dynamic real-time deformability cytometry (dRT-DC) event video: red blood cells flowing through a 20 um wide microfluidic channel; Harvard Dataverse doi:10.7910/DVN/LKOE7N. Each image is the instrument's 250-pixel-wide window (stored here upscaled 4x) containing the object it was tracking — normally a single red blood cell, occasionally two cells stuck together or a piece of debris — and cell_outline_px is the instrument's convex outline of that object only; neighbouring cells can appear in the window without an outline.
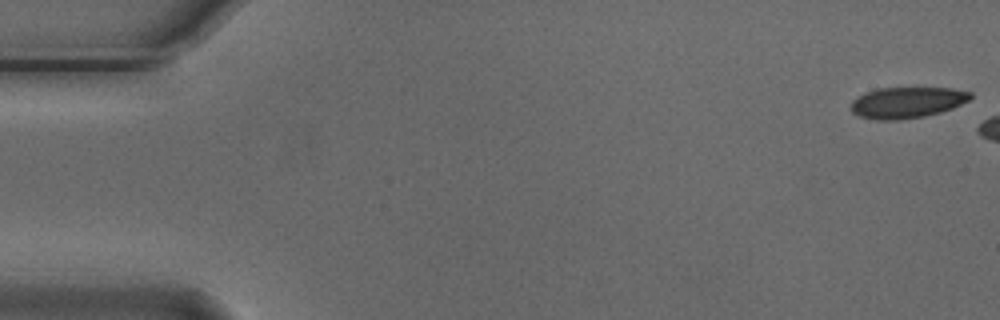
{"species": "Egyptian fruit bat (a non-hibernating species)", "species_latin": "Rousettus aegyptiacus", "temperature_condition": "cold", "stored_images_in_passage": 3, "camera_frame_rate_fps": 3000, "um_per_image_px": 0.085, "animal": {"sex": "male"}, "frame": {"image": 1, "passage_image": 1, "time_ms": 0.0, "image_size_px": [1000, 320], "cell_outline_px": [[972, 96], [968, 100], [952, 108], [940, 112], [924, 116], [900, 120], [880, 120], [860, 116], [852, 112], [852, 100], [876, 88], [952, 88], [972, 92]], "centroid_in_image_um": [77.12, 8.71], "position_along_channel_um": 7.9, "area_um2": 21.39}}